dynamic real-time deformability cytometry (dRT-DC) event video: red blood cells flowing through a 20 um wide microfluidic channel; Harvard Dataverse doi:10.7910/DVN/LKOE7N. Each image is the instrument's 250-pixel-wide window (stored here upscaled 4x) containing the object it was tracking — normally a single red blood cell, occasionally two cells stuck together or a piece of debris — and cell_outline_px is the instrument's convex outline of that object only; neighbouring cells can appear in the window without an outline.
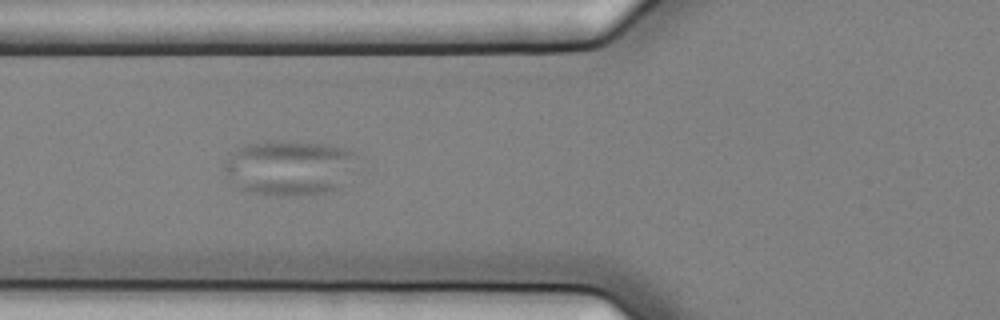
{"species": "common noctule bat (a hibernating species)", "species_latin": "Nyctalus noctula", "temperature_condition": "cold", "stored_images_in_passage": 60, "camera_frame_rate_fps": 3000, "um_per_image_px": 0.085, "animal": {"sex": "female", "body_mass_g": 25.1}, "frame": {"image": 1, "passage_image": 25, "time_ms": 8.0, "image_size_px": [1000, 320], "cell_outline_px": [[356, 156], [336, 188], [332, 192], [288, 196], [276, 196], [248, 192], [240, 188], [228, 176], [224, 168], [224, 164], [228, 156], [236, 148], [248, 144], [268, 140], [284, 140], [328, 144], [344, 148], [352, 152]], "centroid_in_image_um": [24.49, 14.23], "position_along_channel_um": 101.3, "area_um2": 42.08}}
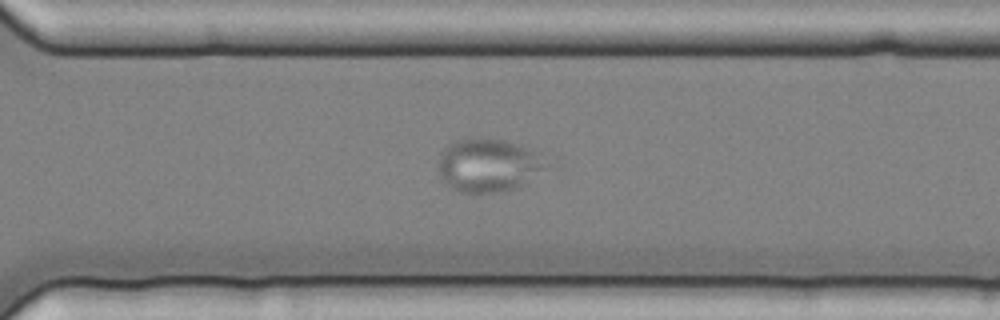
{"frame": {"image": 2, "passage_image": 44, "time_ms": 14.333, "image_size_px": [1000, 320], "cell_outline_px": [[544, 168], [528, 184], [516, 188], [496, 192], [460, 192], [444, 184], [440, 176], [440, 156], [444, 148], [456, 140], [504, 140], [532, 148]], "centroid_in_image_um": [41.47, 14.08], "position_along_channel_um": 329.1, "area_um2": 32.54}}
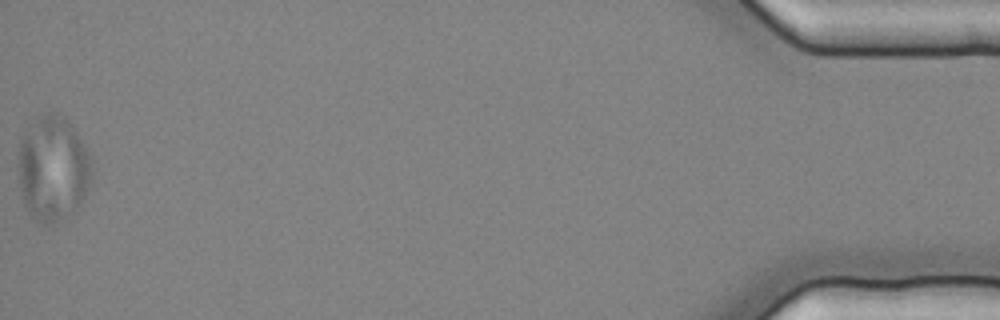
{"frame": {"image": 3, "passage_image": 60, "time_ms": 19.667, "image_size_px": [1000, 320], "cell_outline_px": [[92, 180], [76, 212], [52, 224], [40, 224], [28, 212], [24, 204], [20, 188], [20, 140], [24, 132], [36, 116], [48, 112], [56, 112], [64, 116], [84, 144], [92, 156]], "centroid_in_image_um": [4.53, 14.33], "position_along_channel_um": 430.7, "area_um2": 45.37}}